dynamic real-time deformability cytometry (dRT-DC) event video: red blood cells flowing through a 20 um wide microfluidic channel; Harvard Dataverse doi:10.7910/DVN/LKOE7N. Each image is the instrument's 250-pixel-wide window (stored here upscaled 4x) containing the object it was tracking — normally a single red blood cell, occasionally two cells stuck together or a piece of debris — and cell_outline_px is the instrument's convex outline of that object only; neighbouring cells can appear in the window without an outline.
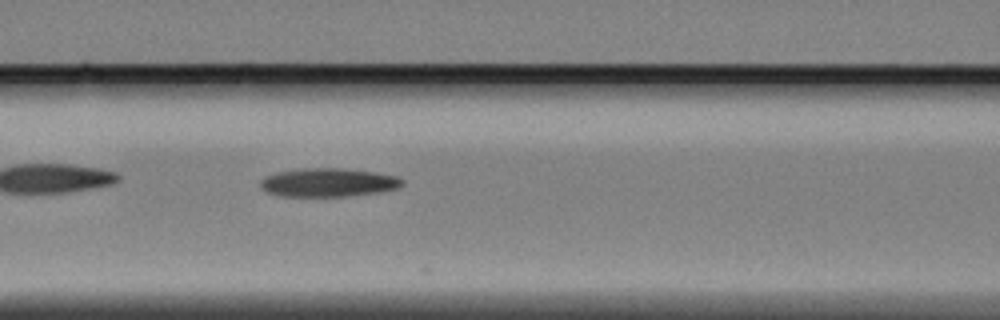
{"species": "Egyptian fruit bat (a non-hibernating species)", "species_latin": "Rousettus aegyptiacus", "temperature_condition": "cold", "stored_images_in_passage": 19, "camera_frame_rate_fps": 3000, "um_per_image_px": 0.085, "animal": {"sex": "female"}, "frame": {"image": 1, "passage_image": 9, "time_ms": 2.667, "image_size_px": [1000, 320], "cell_outline_px": [[404, 184], [396, 188], [376, 192], [348, 196], [280, 196], [268, 192], [260, 188], [260, 180], [264, 176], [276, 172], [300, 168], [344, 168], [372, 172], [396, 176], [404, 180]], "centroid_in_image_um": [27.84, 15.5], "position_along_channel_um": 138.8, "area_um2": 23.58}}